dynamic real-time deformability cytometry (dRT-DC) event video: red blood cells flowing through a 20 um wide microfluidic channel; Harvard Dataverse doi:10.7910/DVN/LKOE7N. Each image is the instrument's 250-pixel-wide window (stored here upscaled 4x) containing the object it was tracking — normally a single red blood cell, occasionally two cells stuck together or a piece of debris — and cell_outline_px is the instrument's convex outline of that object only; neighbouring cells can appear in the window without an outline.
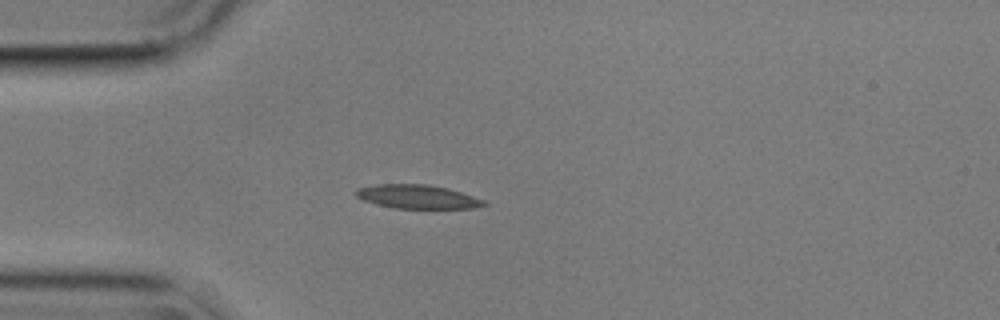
{"species": "common noctule bat (a hibernating species)", "species_latin": "Nyctalus noctula", "temperature_condition": "cold", "stored_images_in_passage": 42, "camera_frame_rate_fps": 3000, "um_per_image_px": 0.085, "animal": {"sex": "male", "body_mass_g": 17.9}, "frame": {"image": 1, "passage_image": 1, "time_ms": 0.0, "image_size_px": [1000, 320], "cell_outline_px": [[488, 204], [472, 208], [396, 208], [376, 204], [364, 200], [356, 196], [352, 192], [356, 188], [376, 184], [428, 184], [460, 192], [484, 200]], "centroid_in_image_um": [35.41, 16.71], "position_along_channel_um": 49.6, "area_um2": 17.57}}
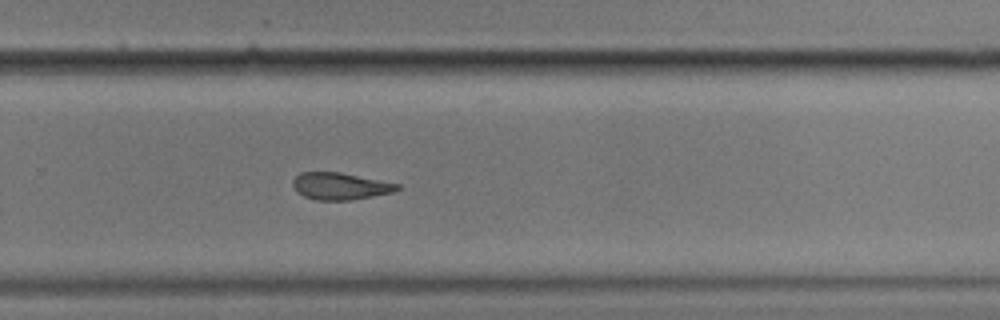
{"frame": {"image": 2, "passage_image": 23, "time_ms": 7.333, "image_size_px": [1000, 320], "cell_outline_px": [[400, 188], [392, 192], [352, 200], [316, 200], [304, 196], [296, 192], [292, 184], [292, 180], [300, 172], [340, 172], [400, 184]], "centroid_in_image_um": [28.88, 15.82], "position_along_channel_um": 300.9, "area_um2": 16.42}}
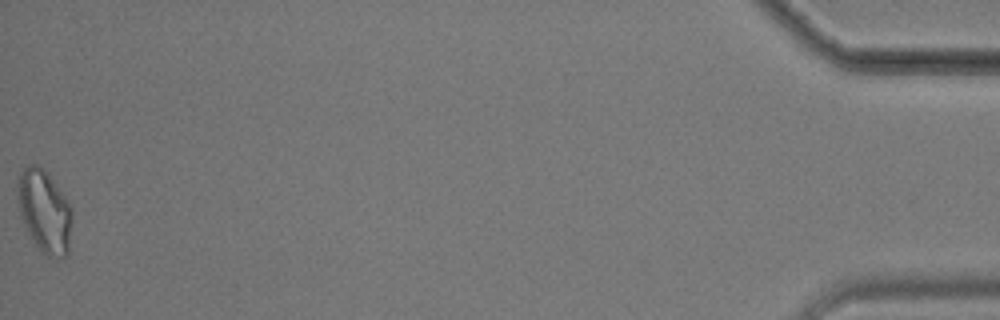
{"frame": {"image": 3, "passage_image": 42, "time_ms": 13.667, "image_size_px": [1000, 320], "cell_outline_px": [[72, 220], [68, 256], [60, 260], [56, 260], [40, 252], [28, 232], [20, 216], [20, 172], [28, 164], [36, 164], [44, 168], [48, 172], [68, 200], [72, 208]], "centroid_in_image_um": [3.85, 18.02], "position_along_channel_um": 431.3, "area_um2": 26.36}}